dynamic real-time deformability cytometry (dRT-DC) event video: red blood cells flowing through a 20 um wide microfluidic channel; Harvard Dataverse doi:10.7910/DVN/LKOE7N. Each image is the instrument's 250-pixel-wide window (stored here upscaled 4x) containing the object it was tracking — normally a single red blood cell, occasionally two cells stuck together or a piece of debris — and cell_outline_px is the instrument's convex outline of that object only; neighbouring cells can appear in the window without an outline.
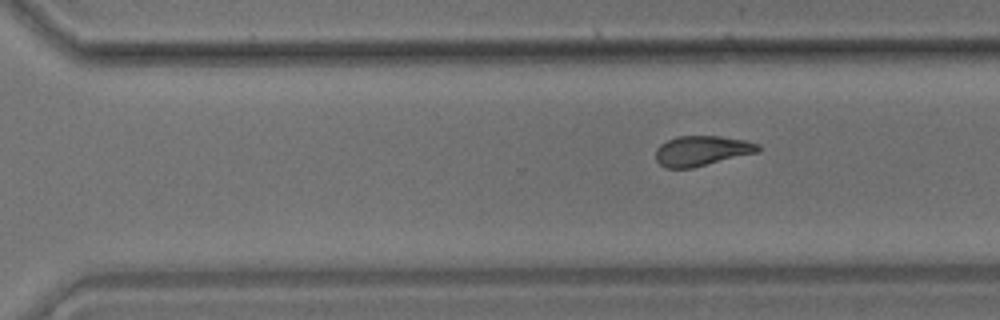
{"species": "common noctule bat (a hibernating species)", "species_latin": "Nyctalus noctula", "temperature_condition": "room temperature", "stored_images_in_passage": 11, "segment_of_instrument_passage": [2, 2], "camera_frame_rate_fps": 3000, "um_per_image_px": 0.085, "animal": {"sex": "male", "body_mass_g": 17.9}, "frame": {"image": 1, "passage_image": 11, "time_ms": 3.333, "image_size_px": [1000, 320], "cell_outline_px": [[760, 152], [692, 168], [664, 168], [656, 160], [656, 148], [660, 144], [676, 136], [720, 136], [744, 140], [760, 144]], "centroid_in_image_um": [59.66, 12.82], "position_along_channel_um": 310.9, "area_um2": 18.09}}